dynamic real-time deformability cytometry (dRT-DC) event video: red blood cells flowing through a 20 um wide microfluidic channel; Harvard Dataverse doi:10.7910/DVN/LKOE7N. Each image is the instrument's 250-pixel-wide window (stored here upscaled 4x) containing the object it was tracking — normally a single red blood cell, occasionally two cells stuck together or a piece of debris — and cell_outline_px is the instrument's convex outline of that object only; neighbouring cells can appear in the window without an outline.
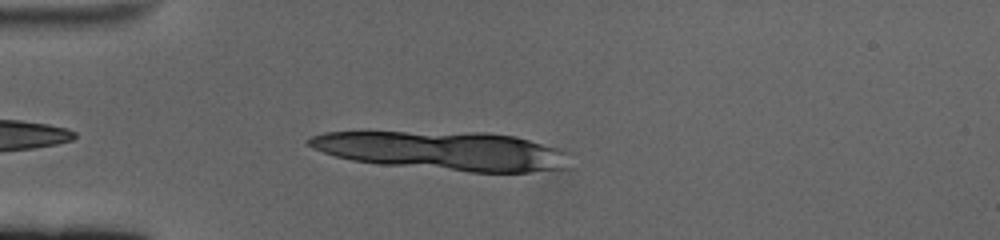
{"species": "human", "species_latin": "Homo sapiens", "temperature_condition": "cold", "stored_images_in_passage": 7, "camera_frame_rate_fps": 3000, "um_per_image_px": 0.085, "donor": {"sex": "female"}, "frame": {"image": 1, "passage_image": 4, "time_ms": 1.0, "image_size_px": [1000, 240], "cell_outline_px": [[572, 168], [528, 172], [468, 172], [380, 164], [352, 160], [336, 156], [312, 148], [304, 140], [312, 136], [324, 132], [488, 132], [516, 136], [564, 148], [568, 152]], "centroid_in_image_um": [37.8, 12.81], "position_along_channel_um": 47.2, "area_um2": 59.82}}